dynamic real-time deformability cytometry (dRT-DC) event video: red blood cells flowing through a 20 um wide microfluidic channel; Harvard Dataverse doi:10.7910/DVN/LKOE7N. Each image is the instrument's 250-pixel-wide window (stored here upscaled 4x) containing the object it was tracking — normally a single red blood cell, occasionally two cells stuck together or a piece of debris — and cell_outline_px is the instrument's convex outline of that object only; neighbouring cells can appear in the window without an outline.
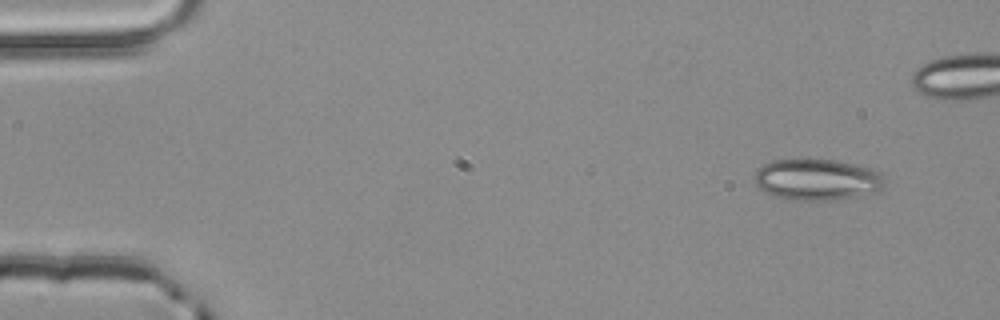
{"species": "common noctule bat (a hibernating species)", "species_latin": "Nyctalus noctula", "temperature_condition": "room temperature", "stored_images_in_passage": 5, "camera_frame_rate_fps": 3000, "um_per_image_px": 0.085, "animal": {"sex": "male", "body_mass_g": 20.4}, "frame": {"image": 1, "passage_image": 1, "time_ms": 0.0, "image_size_px": [1000, 320], "cell_outline_px": [[884, 184], [876, 192], [836, 200], [784, 200], [764, 192], [752, 180], [756, 172], [764, 164], [772, 160], [836, 160], [856, 164], [880, 172], [884, 176]], "centroid_in_image_um": [69.43, 15.28], "position_along_channel_um": 15.6, "area_um2": 31.39}}